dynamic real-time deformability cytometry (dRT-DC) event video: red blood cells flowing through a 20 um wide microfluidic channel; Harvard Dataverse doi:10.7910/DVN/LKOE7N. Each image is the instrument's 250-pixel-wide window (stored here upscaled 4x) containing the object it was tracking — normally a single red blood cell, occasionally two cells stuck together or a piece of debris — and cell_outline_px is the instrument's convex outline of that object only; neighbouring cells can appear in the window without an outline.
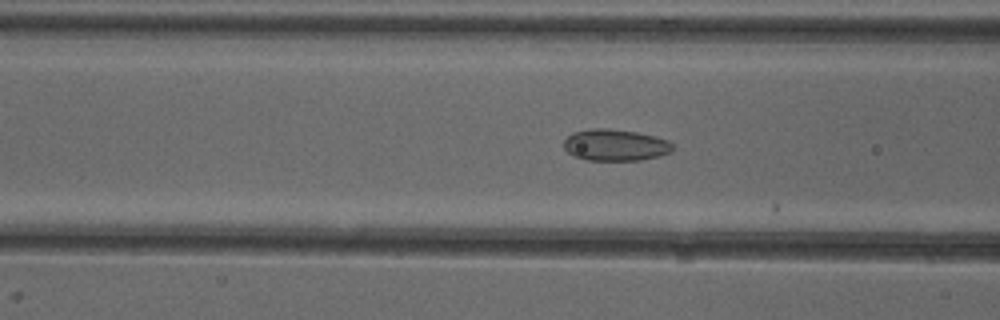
{"species": "common noctule bat (a hibernating species)", "species_latin": "Nyctalus noctula", "temperature_condition": "cold", "stored_images_in_passage": 22, "camera_frame_rate_fps": 3000, "um_per_image_px": 0.085, "animal": {"sex": "female"}, "frame": {"image": 1, "passage_image": 21, "time_ms": 6.667, "image_size_px": [1000, 320], "cell_outline_px": [[672, 152], [660, 156], [640, 160], [588, 160], [572, 156], [564, 148], [564, 140], [572, 132], [592, 128], [608, 128], [636, 132], [656, 136], [668, 140], [672, 144]], "centroid_in_image_um": [52.29, 12.32], "position_along_channel_um": 114.3, "area_um2": 20.17}}